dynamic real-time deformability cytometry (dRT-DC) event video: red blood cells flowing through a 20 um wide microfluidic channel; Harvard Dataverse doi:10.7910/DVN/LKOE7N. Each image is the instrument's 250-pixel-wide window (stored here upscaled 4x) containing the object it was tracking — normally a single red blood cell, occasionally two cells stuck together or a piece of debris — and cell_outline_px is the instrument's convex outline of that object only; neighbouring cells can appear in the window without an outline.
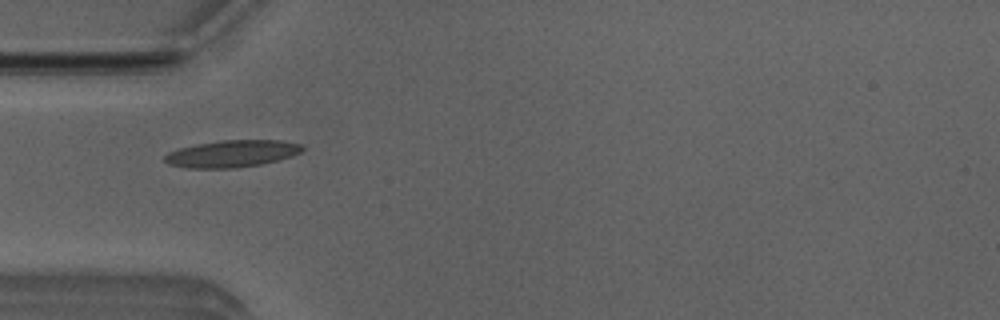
{"species": "Egyptian fruit bat (a non-hibernating species)", "species_latin": "Rousettus aegyptiacus", "temperature_condition": "room temperature", "stored_images_in_passage": 7, "camera_frame_rate_fps": 3000, "um_per_image_px": 0.085, "animal": {"sex": "male"}, "frame": {"image": 1, "passage_image": 4, "time_ms": 1.0, "image_size_px": [1000, 320], "cell_outline_px": [[304, 148], [300, 152], [292, 156], [260, 164], [236, 168], [188, 168], [168, 164], [164, 160], [164, 156], [168, 152], [180, 148], [196, 144], [224, 140], [284, 140], [300, 144]], "centroid_in_image_um": [19.7, 13.06], "position_along_channel_um": 65.3, "area_um2": 21.56}}
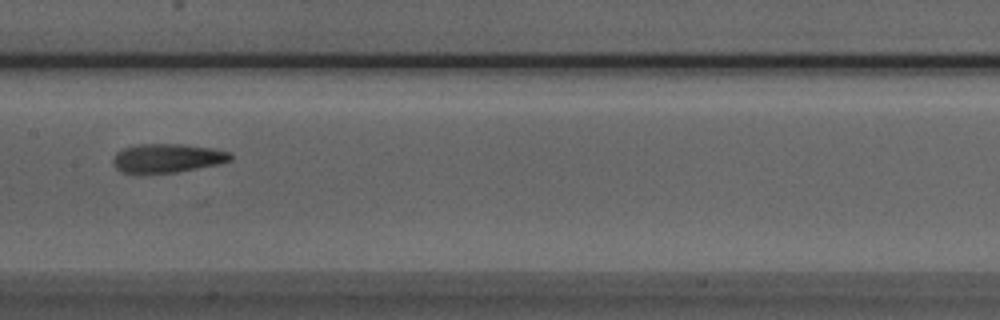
{"frame": {"image": 2, "passage_image": 7, "time_ms": 2.0, "image_size_px": [1000, 320], "cell_outline_px": [[232, 160], [216, 164], [176, 172], [140, 176], [120, 172], [112, 164], [112, 160], [116, 152], [124, 148], [140, 144], [180, 144], [212, 148], [228, 152], [232, 156]], "centroid_in_image_um": [14.11, 13.48], "position_along_channel_um": 193.3, "area_um2": 20.17}}